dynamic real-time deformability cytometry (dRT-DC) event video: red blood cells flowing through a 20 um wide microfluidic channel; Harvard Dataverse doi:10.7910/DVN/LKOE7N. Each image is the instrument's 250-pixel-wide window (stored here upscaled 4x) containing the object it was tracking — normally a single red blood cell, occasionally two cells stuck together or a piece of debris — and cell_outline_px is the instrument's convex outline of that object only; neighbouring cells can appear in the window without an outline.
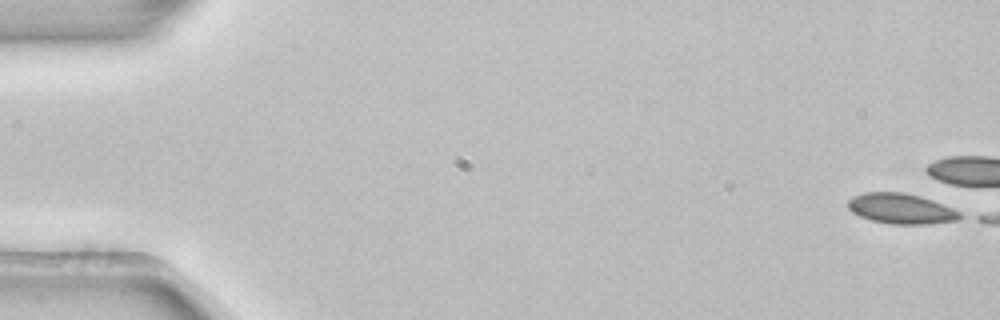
{"species": "common noctule bat (a hibernating species)", "species_latin": "Nyctalus noctula", "temperature_condition": "room temperature", "stored_images_in_passage": 3, "camera_frame_rate_fps": 3000, "um_per_image_px": 0.085, "animal": {"sex": "female", "body_mass_g": 22.7, "forearm_length_mm": 54.2}, "frame": {"image": 1, "passage_image": 1, "time_ms": 0.0, "image_size_px": [1000, 320], "cell_outline_px": [[964, 216], [956, 220], [928, 224], [892, 224], [872, 220], [860, 216], [852, 212], [848, 208], [848, 200], [852, 196], [864, 192], [904, 192], [920, 196], [932, 200], [952, 208], [960, 212]], "centroid_in_image_um": [76.58, 17.73], "position_along_channel_um": 8.4, "area_um2": 19.77}}